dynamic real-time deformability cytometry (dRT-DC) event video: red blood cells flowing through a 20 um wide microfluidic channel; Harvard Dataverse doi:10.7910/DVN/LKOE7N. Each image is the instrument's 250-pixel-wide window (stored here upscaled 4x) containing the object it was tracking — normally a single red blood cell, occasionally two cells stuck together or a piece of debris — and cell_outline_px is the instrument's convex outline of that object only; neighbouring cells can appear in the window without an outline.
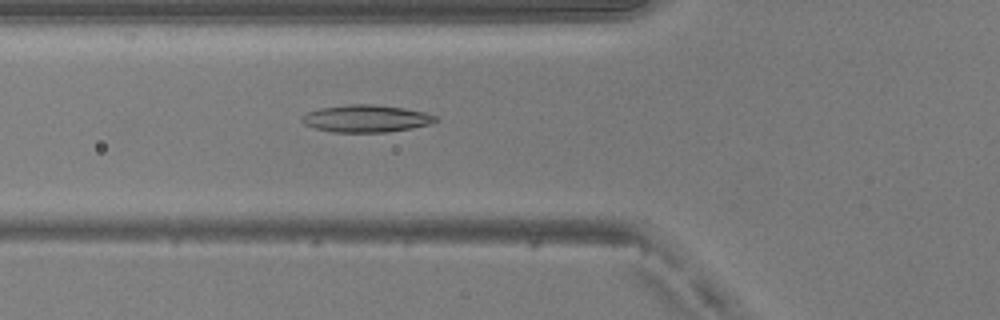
{"species": "common noctule bat (a hibernating species)", "species_latin": "Nyctalus noctula", "temperature_condition": "warm", "stored_images_in_passage": 49, "camera_frame_rate_fps": 3000, "um_per_image_px": 0.085, "animal": {"sex": "male", "body_mass_g": 20.5, "forearm_length_mm": 52.5}, "frame": {"image": 1, "passage_image": 18, "time_ms": 5.667, "image_size_px": [1000, 320], "cell_outline_px": [[440, 120], [428, 124], [412, 128], [388, 132], [332, 132], [316, 128], [304, 124], [300, 120], [300, 116], [308, 112], [320, 108], [348, 104], [372, 104], [404, 108], [424, 112], [436, 116]], "centroid_in_image_um": [31.11, 10.07], "position_along_channel_um": 94.7, "area_um2": 21.27}}
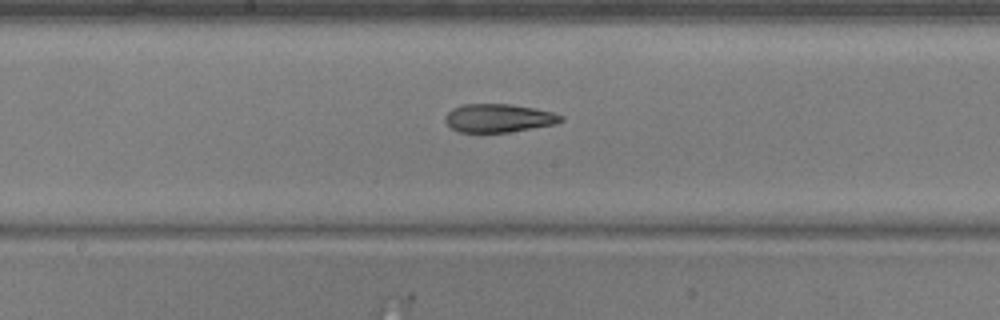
{"frame": {"image": 2, "passage_image": 26, "time_ms": 8.333, "image_size_px": [1000, 320], "cell_outline_px": [[564, 120], [556, 124], [508, 132], [460, 132], [452, 128], [444, 120], [444, 116], [452, 108], [460, 104], [512, 104], [552, 112], [564, 116]], "centroid_in_image_um": [42.37, 10.03], "position_along_channel_um": 205.8, "area_um2": 19.13}}
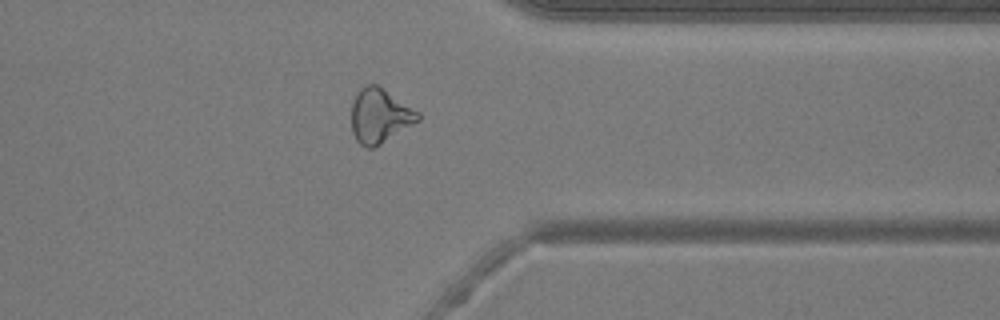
{"frame": {"image": 3, "passage_image": 39, "time_ms": 12.667, "image_size_px": [1000, 320], "cell_outline_px": [[420, 120], [376, 148], [364, 148], [356, 140], [352, 132], [352, 104], [356, 92], [364, 84], [376, 84], [420, 112]], "centroid_in_image_um": [32.27, 9.86], "position_along_channel_um": 379.1, "area_um2": 21.33}, "authors_computed_cell_mechanics": {"area_um2": 21.097, "velocity_mm_per_s": 4.1283, "shape_relaxation_time_tau1_ms": null, "shape_relaxation_time_tau2_ms": 2.4997, "deformation_change_tau1": null, "deformation_change_tau2": 0.1096}}